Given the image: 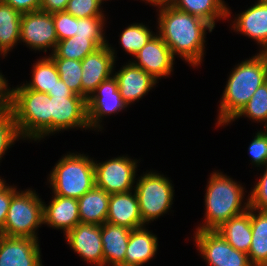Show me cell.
Here are the masks:
<instances>
[{
  "instance_id": "6da1fadb",
  "label": "cell",
  "mask_w": 267,
  "mask_h": 266,
  "mask_svg": "<svg viewBox=\"0 0 267 266\" xmlns=\"http://www.w3.org/2000/svg\"><path fill=\"white\" fill-rule=\"evenodd\" d=\"M159 36L171 49L172 55H179L198 66L204 56L205 32L214 27L198 16L179 10L172 5L159 6Z\"/></svg>"
},
{
  "instance_id": "7a4b0ae2",
  "label": "cell",
  "mask_w": 267,
  "mask_h": 266,
  "mask_svg": "<svg viewBox=\"0 0 267 266\" xmlns=\"http://www.w3.org/2000/svg\"><path fill=\"white\" fill-rule=\"evenodd\" d=\"M267 81V52L242 61L232 70L220 100L217 126L231 120L248 103L254 92Z\"/></svg>"
},
{
  "instance_id": "3957f363",
  "label": "cell",
  "mask_w": 267,
  "mask_h": 266,
  "mask_svg": "<svg viewBox=\"0 0 267 266\" xmlns=\"http://www.w3.org/2000/svg\"><path fill=\"white\" fill-rule=\"evenodd\" d=\"M244 188L229 176L213 172L205 195V223L197 230H216L231 217L249 209V197L242 206ZM243 208H242V207Z\"/></svg>"
},
{
  "instance_id": "277c9868",
  "label": "cell",
  "mask_w": 267,
  "mask_h": 266,
  "mask_svg": "<svg viewBox=\"0 0 267 266\" xmlns=\"http://www.w3.org/2000/svg\"><path fill=\"white\" fill-rule=\"evenodd\" d=\"M21 138L40 140L51 134L49 95L22 86L12 89L11 108Z\"/></svg>"
},
{
  "instance_id": "5b68a950",
  "label": "cell",
  "mask_w": 267,
  "mask_h": 266,
  "mask_svg": "<svg viewBox=\"0 0 267 266\" xmlns=\"http://www.w3.org/2000/svg\"><path fill=\"white\" fill-rule=\"evenodd\" d=\"M49 177L54 195L79 199L95 186L94 160L69 153L58 161Z\"/></svg>"
},
{
  "instance_id": "8992f818",
  "label": "cell",
  "mask_w": 267,
  "mask_h": 266,
  "mask_svg": "<svg viewBox=\"0 0 267 266\" xmlns=\"http://www.w3.org/2000/svg\"><path fill=\"white\" fill-rule=\"evenodd\" d=\"M44 202L35 191H18L12 196L7 212L3 231L0 235L6 237L34 238L38 240L35 231L44 224Z\"/></svg>"
},
{
  "instance_id": "52a82bcc",
  "label": "cell",
  "mask_w": 267,
  "mask_h": 266,
  "mask_svg": "<svg viewBox=\"0 0 267 266\" xmlns=\"http://www.w3.org/2000/svg\"><path fill=\"white\" fill-rule=\"evenodd\" d=\"M138 179L133 189L138 198L139 211L145 225L166 213L171 207L174 190L167 177L148 172Z\"/></svg>"
},
{
  "instance_id": "ba28073f",
  "label": "cell",
  "mask_w": 267,
  "mask_h": 266,
  "mask_svg": "<svg viewBox=\"0 0 267 266\" xmlns=\"http://www.w3.org/2000/svg\"><path fill=\"white\" fill-rule=\"evenodd\" d=\"M137 163L127 156H119L99 164L94 161L95 186L110 195L132 191Z\"/></svg>"
},
{
  "instance_id": "9c48e42d",
  "label": "cell",
  "mask_w": 267,
  "mask_h": 266,
  "mask_svg": "<svg viewBox=\"0 0 267 266\" xmlns=\"http://www.w3.org/2000/svg\"><path fill=\"white\" fill-rule=\"evenodd\" d=\"M195 233L198 250L209 266H252L248 254L234 249L217 231Z\"/></svg>"
},
{
  "instance_id": "30bf717a",
  "label": "cell",
  "mask_w": 267,
  "mask_h": 266,
  "mask_svg": "<svg viewBox=\"0 0 267 266\" xmlns=\"http://www.w3.org/2000/svg\"><path fill=\"white\" fill-rule=\"evenodd\" d=\"M51 133L72 128H90L87 99L81 96H49Z\"/></svg>"
},
{
  "instance_id": "8fae6325",
  "label": "cell",
  "mask_w": 267,
  "mask_h": 266,
  "mask_svg": "<svg viewBox=\"0 0 267 266\" xmlns=\"http://www.w3.org/2000/svg\"><path fill=\"white\" fill-rule=\"evenodd\" d=\"M20 41L26 43L31 49L44 50V52L52 47L53 53L58 43L53 14L41 10L22 14Z\"/></svg>"
},
{
  "instance_id": "7c38bea8",
  "label": "cell",
  "mask_w": 267,
  "mask_h": 266,
  "mask_svg": "<svg viewBox=\"0 0 267 266\" xmlns=\"http://www.w3.org/2000/svg\"><path fill=\"white\" fill-rule=\"evenodd\" d=\"M115 50L108 44L85 56L82 66V97L88 99L98 85L112 77Z\"/></svg>"
},
{
  "instance_id": "4fadbf2b",
  "label": "cell",
  "mask_w": 267,
  "mask_h": 266,
  "mask_svg": "<svg viewBox=\"0 0 267 266\" xmlns=\"http://www.w3.org/2000/svg\"><path fill=\"white\" fill-rule=\"evenodd\" d=\"M126 107L128 106L121 97L114 76L103 81L87 99V116L90 128L100 129L102 117L115 114L117 111L120 112Z\"/></svg>"
},
{
  "instance_id": "5bb4252c",
  "label": "cell",
  "mask_w": 267,
  "mask_h": 266,
  "mask_svg": "<svg viewBox=\"0 0 267 266\" xmlns=\"http://www.w3.org/2000/svg\"><path fill=\"white\" fill-rule=\"evenodd\" d=\"M132 63L142 68L154 79L170 75L173 69L174 56L158 33L153 35L146 45L135 55Z\"/></svg>"
},
{
  "instance_id": "9a60e30c",
  "label": "cell",
  "mask_w": 267,
  "mask_h": 266,
  "mask_svg": "<svg viewBox=\"0 0 267 266\" xmlns=\"http://www.w3.org/2000/svg\"><path fill=\"white\" fill-rule=\"evenodd\" d=\"M65 236L69 246L78 253L84 261L97 266H104L101 225L79 223Z\"/></svg>"
},
{
  "instance_id": "2e32d148",
  "label": "cell",
  "mask_w": 267,
  "mask_h": 266,
  "mask_svg": "<svg viewBox=\"0 0 267 266\" xmlns=\"http://www.w3.org/2000/svg\"><path fill=\"white\" fill-rule=\"evenodd\" d=\"M37 242L34 238L0 235V266H42Z\"/></svg>"
},
{
  "instance_id": "e0dca14e",
  "label": "cell",
  "mask_w": 267,
  "mask_h": 266,
  "mask_svg": "<svg viewBox=\"0 0 267 266\" xmlns=\"http://www.w3.org/2000/svg\"><path fill=\"white\" fill-rule=\"evenodd\" d=\"M123 101L128 105L143 97L157 83L150 74L131 61L114 75Z\"/></svg>"
},
{
  "instance_id": "ac0fdd59",
  "label": "cell",
  "mask_w": 267,
  "mask_h": 266,
  "mask_svg": "<svg viewBox=\"0 0 267 266\" xmlns=\"http://www.w3.org/2000/svg\"><path fill=\"white\" fill-rule=\"evenodd\" d=\"M106 222L131 230L144 226L135 190L110 195Z\"/></svg>"
},
{
  "instance_id": "d6986e66",
  "label": "cell",
  "mask_w": 267,
  "mask_h": 266,
  "mask_svg": "<svg viewBox=\"0 0 267 266\" xmlns=\"http://www.w3.org/2000/svg\"><path fill=\"white\" fill-rule=\"evenodd\" d=\"M232 25L234 31L256 40L262 52H267V0L258 2L242 13Z\"/></svg>"
},
{
  "instance_id": "ffe728a7",
  "label": "cell",
  "mask_w": 267,
  "mask_h": 266,
  "mask_svg": "<svg viewBox=\"0 0 267 266\" xmlns=\"http://www.w3.org/2000/svg\"><path fill=\"white\" fill-rule=\"evenodd\" d=\"M47 206L43 204L44 224L64 230L66 235L80 223L78 199L54 195Z\"/></svg>"
},
{
  "instance_id": "44dd1931",
  "label": "cell",
  "mask_w": 267,
  "mask_h": 266,
  "mask_svg": "<svg viewBox=\"0 0 267 266\" xmlns=\"http://www.w3.org/2000/svg\"><path fill=\"white\" fill-rule=\"evenodd\" d=\"M130 232L131 229L124 226L107 222L101 225L104 266H120L124 262Z\"/></svg>"
},
{
  "instance_id": "7402d4cb",
  "label": "cell",
  "mask_w": 267,
  "mask_h": 266,
  "mask_svg": "<svg viewBox=\"0 0 267 266\" xmlns=\"http://www.w3.org/2000/svg\"><path fill=\"white\" fill-rule=\"evenodd\" d=\"M158 240L145 226L132 229L126 249L125 260L120 266H142L156 255Z\"/></svg>"
},
{
  "instance_id": "603a6c76",
  "label": "cell",
  "mask_w": 267,
  "mask_h": 266,
  "mask_svg": "<svg viewBox=\"0 0 267 266\" xmlns=\"http://www.w3.org/2000/svg\"><path fill=\"white\" fill-rule=\"evenodd\" d=\"M217 231L234 249L248 254L251 246V213L249 210L231 217Z\"/></svg>"
},
{
  "instance_id": "cb8c5ba5",
  "label": "cell",
  "mask_w": 267,
  "mask_h": 266,
  "mask_svg": "<svg viewBox=\"0 0 267 266\" xmlns=\"http://www.w3.org/2000/svg\"><path fill=\"white\" fill-rule=\"evenodd\" d=\"M110 194L94 186L78 199L80 223L102 225L108 215Z\"/></svg>"
},
{
  "instance_id": "d4e9b609",
  "label": "cell",
  "mask_w": 267,
  "mask_h": 266,
  "mask_svg": "<svg viewBox=\"0 0 267 266\" xmlns=\"http://www.w3.org/2000/svg\"><path fill=\"white\" fill-rule=\"evenodd\" d=\"M248 210L251 213L252 230L249 261L252 266H267V212L252 207Z\"/></svg>"
},
{
  "instance_id": "484cf974",
  "label": "cell",
  "mask_w": 267,
  "mask_h": 266,
  "mask_svg": "<svg viewBox=\"0 0 267 266\" xmlns=\"http://www.w3.org/2000/svg\"><path fill=\"white\" fill-rule=\"evenodd\" d=\"M171 5L191 15L200 17L213 27H215L216 19L230 16V10L223 0H175Z\"/></svg>"
},
{
  "instance_id": "4316f807",
  "label": "cell",
  "mask_w": 267,
  "mask_h": 266,
  "mask_svg": "<svg viewBox=\"0 0 267 266\" xmlns=\"http://www.w3.org/2000/svg\"><path fill=\"white\" fill-rule=\"evenodd\" d=\"M105 39H87L77 35L58 41L50 58H66L82 61L83 58L101 46L108 44Z\"/></svg>"
},
{
  "instance_id": "83f0119b",
  "label": "cell",
  "mask_w": 267,
  "mask_h": 266,
  "mask_svg": "<svg viewBox=\"0 0 267 266\" xmlns=\"http://www.w3.org/2000/svg\"><path fill=\"white\" fill-rule=\"evenodd\" d=\"M22 14L0 1V48L7 52L20 41V25Z\"/></svg>"
},
{
  "instance_id": "f1b7e54d",
  "label": "cell",
  "mask_w": 267,
  "mask_h": 266,
  "mask_svg": "<svg viewBox=\"0 0 267 266\" xmlns=\"http://www.w3.org/2000/svg\"><path fill=\"white\" fill-rule=\"evenodd\" d=\"M32 82L24 86L34 91L48 93L60 79L57 67L50 57H44L33 65Z\"/></svg>"
},
{
  "instance_id": "f546056e",
  "label": "cell",
  "mask_w": 267,
  "mask_h": 266,
  "mask_svg": "<svg viewBox=\"0 0 267 266\" xmlns=\"http://www.w3.org/2000/svg\"><path fill=\"white\" fill-rule=\"evenodd\" d=\"M58 70L59 78L76 95L82 97V66L81 61L66 58H51Z\"/></svg>"
},
{
  "instance_id": "4dcf8cb0",
  "label": "cell",
  "mask_w": 267,
  "mask_h": 266,
  "mask_svg": "<svg viewBox=\"0 0 267 266\" xmlns=\"http://www.w3.org/2000/svg\"><path fill=\"white\" fill-rule=\"evenodd\" d=\"M242 115L256 122L264 121L266 124L264 127L267 129V81L258 87L248 103L231 121Z\"/></svg>"
},
{
  "instance_id": "1f68e13d",
  "label": "cell",
  "mask_w": 267,
  "mask_h": 266,
  "mask_svg": "<svg viewBox=\"0 0 267 266\" xmlns=\"http://www.w3.org/2000/svg\"><path fill=\"white\" fill-rule=\"evenodd\" d=\"M153 35L148 27L135 23L123 30L119 40L123 49L135 56Z\"/></svg>"
},
{
  "instance_id": "d6a6232c",
  "label": "cell",
  "mask_w": 267,
  "mask_h": 266,
  "mask_svg": "<svg viewBox=\"0 0 267 266\" xmlns=\"http://www.w3.org/2000/svg\"><path fill=\"white\" fill-rule=\"evenodd\" d=\"M21 135L11 109L0 111V160L5 151L13 145Z\"/></svg>"
},
{
  "instance_id": "836d02e7",
  "label": "cell",
  "mask_w": 267,
  "mask_h": 266,
  "mask_svg": "<svg viewBox=\"0 0 267 266\" xmlns=\"http://www.w3.org/2000/svg\"><path fill=\"white\" fill-rule=\"evenodd\" d=\"M104 16L76 18V35L87 39H105L103 34Z\"/></svg>"
},
{
  "instance_id": "e575fe53",
  "label": "cell",
  "mask_w": 267,
  "mask_h": 266,
  "mask_svg": "<svg viewBox=\"0 0 267 266\" xmlns=\"http://www.w3.org/2000/svg\"><path fill=\"white\" fill-rule=\"evenodd\" d=\"M103 0H69L66 12L76 18L104 16L101 10Z\"/></svg>"
},
{
  "instance_id": "d590c367",
  "label": "cell",
  "mask_w": 267,
  "mask_h": 266,
  "mask_svg": "<svg viewBox=\"0 0 267 266\" xmlns=\"http://www.w3.org/2000/svg\"><path fill=\"white\" fill-rule=\"evenodd\" d=\"M53 21L58 41L76 35V17L66 11L53 13Z\"/></svg>"
},
{
  "instance_id": "8d00e7d4",
  "label": "cell",
  "mask_w": 267,
  "mask_h": 266,
  "mask_svg": "<svg viewBox=\"0 0 267 266\" xmlns=\"http://www.w3.org/2000/svg\"><path fill=\"white\" fill-rule=\"evenodd\" d=\"M249 154L255 165L264 166L267 164V129L256 133L253 141L249 145Z\"/></svg>"
},
{
  "instance_id": "74e56055",
  "label": "cell",
  "mask_w": 267,
  "mask_h": 266,
  "mask_svg": "<svg viewBox=\"0 0 267 266\" xmlns=\"http://www.w3.org/2000/svg\"><path fill=\"white\" fill-rule=\"evenodd\" d=\"M261 179L256 183L249 196V205L254 209L267 212V164Z\"/></svg>"
},
{
  "instance_id": "f35d334b",
  "label": "cell",
  "mask_w": 267,
  "mask_h": 266,
  "mask_svg": "<svg viewBox=\"0 0 267 266\" xmlns=\"http://www.w3.org/2000/svg\"><path fill=\"white\" fill-rule=\"evenodd\" d=\"M16 192L15 186H7L2 192H0V233L3 231L11 198Z\"/></svg>"
},
{
  "instance_id": "ab89813d",
  "label": "cell",
  "mask_w": 267,
  "mask_h": 266,
  "mask_svg": "<svg viewBox=\"0 0 267 266\" xmlns=\"http://www.w3.org/2000/svg\"><path fill=\"white\" fill-rule=\"evenodd\" d=\"M21 14L40 10L42 0H0Z\"/></svg>"
},
{
  "instance_id": "60d3db41",
  "label": "cell",
  "mask_w": 267,
  "mask_h": 266,
  "mask_svg": "<svg viewBox=\"0 0 267 266\" xmlns=\"http://www.w3.org/2000/svg\"><path fill=\"white\" fill-rule=\"evenodd\" d=\"M12 90L8 88L6 78L0 73V111L11 108Z\"/></svg>"
},
{
  "instance_id": "b9f144b4",
  "label": "cell",
  "mask_w": 267,
  "mask_h": 266,
  "mask_svg": "<svg viewBox=\"0 0 267 266\" xmlns=\"http://www.w3.org/2000/svg\"><path fill=\"white\" fill-rule=\"evenodd\" d=\"M69 0H42L40 10L50 14L65 11Z\"/></svg>"
},
{
  "instance_id": "7bdbcfd3",
  "label": "cell",
  "mask_w": 267,
  "mask_h": 266,
  "mask_svg": "<svg viewBox=\"0 0 267 266\" xmlns=\"http://www.w3.org/2000/svg\"><path fill=\"white\" fill-rule=\"evenodd\" d=\"M49 96H79L74 94L69 87L59 79L52 90L47 93Z\"/></svg>"
},
{
  "instance_id": "ee69618b",
  "label": "cell",
  "mask_w": 267,
  "mask_h": 266,
  "mask_svg": "<svg viewBox=\"0 0 267 266\" xmlns=\"http://www.w3.org/2000/svg\"><path fill=\"white\" fill-rule=\"evenodd\" d=\"M144 1V0H143ZM148 3L153 4L154 6H164V5H171L175 0H145Z\"/></svg>"
},
{
  "instance_id": "f6af8a7d",
  "label": "cell",
  "mask_w": 267,
  "mask_h": 266,
  "mask_svg": "<svg viewBox=\"0 0 267 266\" xmlns=\"http://www.w3.org/2000/svg\"><path fill=\"white\" fill-rule=\"evenodd\" d=\"M5 182L3 179L0 178V192H2L7 186L5 185Z\"/></svg>"
},
{
  "instance_id": "bcb514c9",
  "label": "cell",
  "mask_w": 267,
  "mask_h": 266,
  "mask_svg": "<svg viewBox=\"0 0 267 266\" xmlns=\"http://www.w3.org/2000/svg\"><path fill=\"white\" fill-rule=\"evenodd\" d=\"M0 54L6 56V54L1 50V48H0Z\"/></svg>"
}]
</instances>
